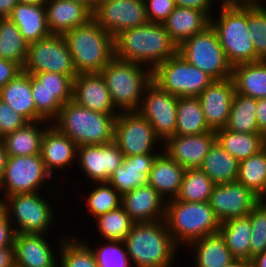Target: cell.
I'll return each mask as SVG.
<instances>
[{"mask_svg": "<svg viewBox=\"0 0 266 267\" xmlns=\"http://www.w3.org/2000/svg\"><path fill=\"white\" fill-rule=\"evenodd\" d=\"M114 47L116 58L148 65L151 71L178 52L164 24L154 22L119 33Z\"/></svg>", "mask_w": 266, "mask_h": 267, "instance_id": "1", "label": "cell"}, {"mask_svg": "<svg viewBox=\"0 0 266 267\" xmlns=\"http://www.w3.org/2000/svg\"><path fill=\"white\" fill-rule=\"evenodd\" d=\"M124 243L135 267H173V258L179 249L164 219L135 222Z\"/></svg>", "mask_w": 266, "mask_h": 267, "instance_id": "2", "label": "cell"}, {"mask_svg": "<svg viewBox=\"0 0 266 267\" xmlns=\"http://www.w3.org/2000/svg\"><path fill=\"white\" fill-rule=\"evenodd\" d=\"M63 36L77 74L100 73L115 57L114 37L93 19L71 29Z\"/></svg>", "mask_w": 266, "mask_h": 267, "instance_id": "3", "label": "cell"}, {"mask_svg": "<svg viewBox=\"0 0 266 267\" xmlns=\"http://www.w3.org/2000/svg\"><path fill=\"white\" fill-rule=\"evenodd\" d=\"M117 115L95 112L72 100L62 105L54 126L77 146L104 145L114 141Z\"/></svg>", "mask_w": 266, "mask_h": 267, "instance_id": "4", "label": "cell"}, {"mask_svg": "<svg viewBox=\"0 0 266 267\" xmlns=\"http://www.w3.org/2000/svg\"><path fill=\"white\" fill-rule=\"evenodd\" d=\"M164 221L175 244L181 248L193 241L219 232L220 222L209 202H166Z\"/></svg>", "mask_w": 266, "mask_h": 267, "instance_id": "5", "label": "cell"}, {"mask_svg": "<svg viewBox=\"0 0 266 267\" xmlns=\"http://www.w3.org/2000/svg\"><path fill=\"white\" fill-rule=\"evenodd\" d=\"M100 73L105 79L115 109L119 112L138 111L145 88L152 81L149 67L144 69L137 62L114 57Z\"/></svg>", "mask_w": 266, "mask_h": 267, "instance_id": "6", "label": "cell"}, {"mask_svg": "<svg viewBox=\"0 0 266 267\" xmlns=\"http://www.w3.org/2000/svg\"><path fill=\"white\" fill-rule=\"evenodd\" d=\"M218 20L210 18L227 60L233 66L257 62L251 33L247 25V6L221 7Z\"/></svg>", "mask_w": 266, "mask_h": 267, "instance_id": "7", "label": "cell"}, {"mask_svg": "<svg viewBox=\"0 0 266 267\" xmlns=\"http://www.w3.org/2000/svg\"><path fill=\"white\" fill-rule=\"evenodd\" d=\"M178 53L191 65L199 68L213 80L232 77L233 67L227 60L216 31L209 25L178 46Z\"/></svg>", "mask_w": 266, "mask_h": 267, "instance_id": "8", "label": "cell"}, {"mask_svg": "<svg viewBox=\"0 0 266 267\" xmlns=\"http://www.w3.org/2000/svg\"><path fill=\"white\" fill-rule=\"evenodd\" d=\"M152 81L177 97H198L213 79L178 52L152 71Z\"/></svg>", "mask_w": 266, "mask_h": 267, "instance_id": "9", "label": "cell"}, {"mask_svg": "<svg viewBox=\"0 0 266 267\" xmlns=\"http://www.w3.org/2000/svg\"><path fill=\"white\" fill-rule=\"evenodd\" d=\"M40 194L23 193L3 198L1 206L11 224L16 222L17 227L15 224L12 225L16 233L45 234L50 231L56 215L51 205Z\"/></svg>", "mask_w": 266, "mask_h": 267, "instance_id": "10", "label": "cell"}, {"mask_svg": "<svg viewBox=\"0 0 266 267\" xmlns=\"http://www.w3.org/2000/svg\"><path fill=\"white\" fill-rule=\"evenodd\" d=\"M22 71L28 74L59 73L68 75L72 80L78 75L64 36L54 34L29 43Z\"/></svg>", "mask_w": 266, "mask_h": 267, "instance_id": "11", "label": "cell"}, {"mask_svg": "<svg viewBox=\"0 0 266 267\" xmlns=\"http://www.w3.org/2000/svg\"><path fill=\"white\" fill-rule=\"evenodd\" d=\"M51 177L40 154L8 156L5 172L0 180V191L3 192V197L41 192L42 183L49 182Z\"/></svg>", "mask_w": 266, "mask_h": 267, "instance_id": "12", "label": "cell"}, {"mask_svg": "<svg viewBox=\"0 0 266 267\" xmlns=\"http://www.w3.org/2000/svg\"><path fill=\"white\" fill-rule=\"evenodd\" d=\"M158 140L151 123L138 111L119 112L116 116L114 142L125 157L160 153L153 149L162 143Z\"/></svg>", "mask_w": 266, "mask_h": 267, "instance_id": "13", "label": "cell"}, {"mask_svg": "<svg viewBox=\"0 0 266 267\" xmlns=\"http://www.w3.org/2000/svg\"><path fill=\"white\" fill-rule=\"evenodd\" d=\"M138 112L152 125L160 141L175 135L178 97L151 81L145 88Z\"/></svg>", "mask_w": 266, "mask_h": 267, "instance_id": "14", "label": "cell"}, {"mask_svg": "<svg viewBox=\"0 0 266 267\" xmlns=\"http://www.w3.org/2000/svg\"><path fill=\"white\" fill-rule=\"evenodd\" d=\"M92 19L114 38L148 23L144 0H109L94 8Z\"/></svg>", "mask_w": 266, "mask_h": 267, "instance_id": "15", "label": "cell"}, {"mask_svg": "<svg viewBox=\"0 0 266 267\" xmlns=\"http://www.w3.org/2000/svg\"><path fill=\"white\" fill-rule=\"evenodd\" d=\"M260 199L238 181L215 185L209 199L210 207L220 223L248 216Z\"/></svg>", "mask_w": 266, "mask_h": 267, "instance_id": "16", "label": "cell"}, {"mask_svg": "<svg viewBox=\"0 0 266 267\" xmlns=\"http://www.w3.org/2000/svg\"><path fill=\"white\" fill-rule=\"evenodd\" d=\"M124 155L113 141L104 145L77 147L78 165L94 183L108 182L113 172L121 165Z\"/></svg>", "mask_w": 266, "mask_h": 267, "instance_id": "17", "label": "cell"}, {"mask_svg": "<svg viewBox=\"0 0 266 267\" xmlns=\"http://www.w3.org/2000/svg\"><path fill=\"white\" fill-rule=\"evenodd\" d=\"M216 142L215 131L198 135H174L162 145L163 151L185 169L199 168Z\"/></svg>", "mask_w": 266, "mask_h": 267, "instance_id": "18", "label": "cell"}, {"mask_svg": "<svg viewBox=\"0 0 266 267\" xmlns=\"http://www.w3.org/2000/svg\"><path fill=\"white\" fill-rule=\"evenodd\" d=\"M235 94L232 77L213 80L198 96L207 126L212 131L226 128L231 103Z\"/></svg>", "mask_w": 266, "mask_h": 267, "instance_id": "19", "label": "cell"}, {"mask_svg": "<svg viewBox=\"0 0 266 267\" xmlns=\"http://www.w3.org/2000/svg\"><path fill=\"white\" fill-rule=\"evenodd\" d=\"M72 100L95 112L119 114L101 73H79L73 79Z\"/></svg>", "mask_w": 266, "mask_h": 267, "instance_id": "20", "label": "cell"}, {"mask_svg": "<svg viewBox=\"0 0 266 267\" xmlns=\"http://www.w3.org/2000/svg\"><path fill=\"white\" fill-rule=\"evenodd\" d=\"M44 236L47 234L16 233L15 267H58V258Z\"/></svg>", "mask_w": 266, "mask_h": 267, "instance_id": "21", "label": "cell"}, {"mask_svg": "<svg viewBox=\"0 0 266 267\" xmlns=\"http://www.w3.org/2000/svg\"><path fill=\"white\" fill-rule=\"evenodd\" d=\"M121 206L135 222H155L164 219L166 201L147 184L123 195Z\"/></svg>", "mask_w": 266, "mask_h": 267, "instance_id": "22", "label": "cell"}, {"mask_svg": "<svg viewBox=\"0 0 266 267\" xmlns=\"http://www.w3.org/2000/svg\"><path fill=\"white\" fill-rule=\"evenodd\" d=\"M52 124L51 122L49 126H46L43 133L40 155L46 170L53 177L54 170H62L73 164L75 158H77L78 146Z\"/></svg>", "mask_w": 266, "mask_h": 267, "instance_id": "23", "label": "cell"}, {"mask_svg": "<svg viewBox=\"0 0 266 267\" xmlns=\"http://www.w3.org/2000/svg\"><path fill=\"white\" fill-rule=\"evenodd\" d=\"M159 153L123 157L121 165L110 176L108 183L121 195L148 184V176Z\"/></svg>", "mask_w": 266, "mask_h": 267, "instance_id": "24", "label": "cell"}, {"mask_svg": "<svg viewBox=\"0 0 266 267\" xmlns=\"http://www.w3.org/2000/svg\"><path fill=\"white\" fill-rule=\"evenodd\" d=\"M45 10L48 29L54 35H64L92 19L86 6L69 0H48Z\"/></svg>", "mask_w": 266, "mask_h": 267, "instance_id": "25", "label": "cell"}, {"mask_svg": "<svg viewBox=\"0 0 266 267\" xmlns=\"http://www.w3.org/2000/svg\"><path fill=\"white\" fill-rule=\"evenodd\" d=\"M185 170L162 150L153 162L148 185L152 186L166 202L175 199L180 191Z\"/></svg>", "mask_w": 266, "mask_h": 267, "instance_id": "26", "label": "cell"}, {"mask_svg": "<svg viewBox=\"0 0 266 267\" xmlns=\"http://www.w3.org/2000/svg\"><path fill=\"white\" fill-rule=\"evenodd\" d=\"M172 41L180 46L185 40L204 31L210 17L203 11L177 6L163 22Z\"/></svg>", "mask_w": 266, "mask_h": 267, "instance_id": "27", "label": "cell"}, {"mask_svg": "<svg viewBox=\"0 0 266 267\" xmlns=\"http://www.w3.org/2000/svg\"><path fill=\"white\" fill-rule=\"evenodd\" d=\"M8 18L19 28L27 43L51 35L47 25L45 5L18 2Z\"/></svg>", "mask_w": 266, "mask_h": 267, "instance_id": "28", "label": "cell"}, {"mask_svg": "<svg viewBox=\"0 0 266 267\" xmlns=\"http://www.w3.org/2000/svg\"><path fill=\"white\" fill-rule=\"evenodd\" d=\"M0 99L29 122L36 121V107L31 92V74L21 71L0 89Z\"/></svg>", "mask_w": 266, "mask_h": 267, "instance_id": "29", "label": "cell"}, {"mask_svg": "<svg viewBox=\"0 0 266 267\" xmlns=\"http://www.w3.org/2000/svg\"><path fill=\"white\" fill-rule=\"evenodd\" d=\"M235 92L255 99L266 98V61L233 66Z\"/></svg>", "mask_w": 266, "mask_h": 267, "instance_id": "30", "label": "cell"}, {"mask_svg": "<svg viewBox=\"0 0 266 267\" xmlns=\"http://www.w3.org/2000/svg\"><path fill=\"white\" fill-rule=\"evenodd\" d=\"M188 246L194 248L195 267H225L235 259L219 232L199 238Z\"/></svg>", "mask_w": 266, "mask_h": 267, "instance_id": "31", "label": "cell"}, {"mask_svg": "<svg viewBox=\"0 0 266 267\" xmlns=\"http://www.w3.org/2000/svg\"><path fill=\"white\" fill-rule=\"evenodd\" d=\"M199 168L216 185L237 181L239 175V161L217 142L209 149Z\"/></svg>", "mask_w": 266, "mask_h": 267, "instance_id": "32", "label": "cell"}, {"mask_svg": "<svg viewBox=\"0 0 266 267\" xmlns=\"http://www.w3.org/2000/svg\"><path fill=\"white\" fill-rule=\"evenodd\" d=\"M43 122L47 121L28 122L25 126L5 135L2 140L8 156L40 154L41 139L46 129L40 128L44 127L41 126Z\"/></svg>", "mask_w": 266, "mask_h": 267, "instance_id": "33", "label": "cell"}, {"mask_svg": "<svg viewBox=\"0 0 266 267\" xmlns=\"http://www.w3.org/2000/svg\"><path fill=\"white\" fill-rule=\"evenodd\" d=\"M215 134L216 142L239 162L263 149L262 133H238L223 128Z\"/></svg>", "mask_w": 266, "mask_h": 267, "instance_id": "34", "label": "cell"}, {"mask_svg": "<svg viewBox=\"0 0 266 267\" xmlns=\"http://www.w3.org/2000/svg\"><path fill=\"white\" fill-rule=\"evenodd\" d=\"M219 233L236 259L250 260L251 222L248 216L220 223Z\"/></svg>", "mask_w": 266, "mask_h": 267, "instance_id": "35", "label": "cell"}, {"mask_svg": "<svg viewBox=\"0 0 266 267\" xmlns=\"http://www.w3.org/2000/svg\"><path fill=\"white\" fill-rule=\"evenodd\" d=\"M210 131L199 98L178 97L175 135H198Z\"/></svg>", "mask_w": 266, "mask_h": 267, "instance_id": "36", "label": "cell"}, {"mask_svg": "<svg viewBox=\"0 0 266 267\" xmlns=\"http://www.w3.org/2000/svg\"><path fill=\"white\" fill-rule=\"evenodd\" d=\"M257 99L234 94L226 128L238 133H261L256 119Z\"/></svg>", "mask_w": 266, "mask_h": 267, "instance_id": "37", "label": "cell"}, {"mask_svg": "<svg viewBox=\"0 0 266 267\" xmlns=\"http://www.w3.org/2000/svg\"><path fill=\"white\" fill-rule=\"evenodd\" d=\"M237 181L260 200L266 196V151L264 149L239 162Z\"/></svg>", "mask_w": 266, "mask_h": 267, "instance_id": "38", "label": "cell"}, {"mask_svg": "<svg viewBox=\"0 0 266 267\" xmlns=\"http://www.w3.org/2000/svg\"><path fill=\"white\" fill-rule=\"evenodd\" d=\"M29 43L9 18H0V59L10 60L23 68Z\"/></svg>", "mask_w": 266, "mask_h": 267, "instance_id": "39", "label": "cell"}, {"mask_svg": "<svg viewBox=\"0 0 266 267\" xmlns=\"http://www.w3.org/2000/svg\"><path fill=\"white\" fill-rule=\"evenodd\" d=\"M215 185L200 168L186 169L175 199L182 202H209Z\"/></svg>", "mask_w": 266, "mask_h": 267, "instance_id": "40", "label": "cell"}, {"mask_svg": "<svg viewBox=\"0 0 266 267\" xmlns=\"http://www.w3.org/2000/svg\"><path fill=\"white\" fill-rule=\"evenodd\" d=\"M72 238V239H71ZM62 237L59 245V260L61 267H99L96 263L91 245H88L84 239L77 237ZM71 239V240H70Z\"/></svg>", "mask_w": 266, "mask_h": 267, "instance_id": "41", "label": "cell"}, {"mask_svg": "<svg viewBox=\"0 0 266 267\" xmlns=\"http://www.w3.org/2000/svg\"><path fill=\"white\" fill-rule=\"evenodd\" d=\"M95 221L100 235L106 241H124L135 224L122 206L97 217Z\"/></svg>", "mask_w": 266, "mask_h": 267, "instance_id": "42", "label": "cell"}, {"mask_svg": "<svg viewBox=\"0 0 266 267\" xmlns=\"http://www.w3.org/2000/svg\"><path fill=\"white\" fill-rule=\"evenodd\" d=\"M31 90H46L64 105L72 101L73 80L59 73H35L31 74Z\"/></svg>", "mask_w": 266, "mask_h": 267, "instance_id": "43", "label": "cell"}, {"mask_svg": "<svg viewBox=\"0 0 266 267\" xmlns=\"http://www.w3.org/2000/svg\"><path fill=\"white\" fill-rule=\"evenodd\" d=\"M97 185L87 196V208L94 218L119 208L122 201V196L108 182Z\"/></svg>", "mask_w": 266, "mask_h": 267, "instance_id": "44", "label": "cell"}, {"mask_svg": "<svg viewBox=\"0 0 266 267\" xmlns=\"http://www.w3.org/2000/svg\"><path fill=\"white\" fill-rule=\"evenodd\" d=\"M266 6L248 5L247 6V25L251 33L257 62L266 61Z\"/></svg>", "mask_w": 266, "mask_h": 267, "instance_id": "45", "label": "cell"}, {"mask_svg": "<svg viewBox=\"0 0 266 267\" xmlns=\"http://www.w3.org/2000/svg\"><path fill=\"white\" fill-rule=\"evenodd\" d=\"M104 246L93 250L99 267H132L124 241L108 240ZM124 246V247H123Z\"/></svg>", "mask_w": 266, "mask_h": 267, "instance_id": "46", "label": "cell"}, {"mask_svg": "<svg viewBox=\"0 0 266 267\" xmlns=\"http://www.w3.org/2000/svg\"><path fill=\"white\" fill-rule=\"evenodd\" d=\"M252 234L250 239V260L256 254L266 251V203L260 200L248 215Z\"/></svg>", "mask_w": 266, "mask_h": 267, "instance_id": "47", "label": "cell"}, {"mask_svg": "<svg viewBox=\"0 0 266 267\" xmlns=\"http://www.w3.org/2000/svg\"><path fill=\"white\" fill-rule=\"evenodd\" d=\"M31 92L36 107V121L53 122L58 117L62 104L46 90H31Z\"/></svg>", "mask_w": 266, "mask_h": 267, "instance_id": "48", "label": "cell"}, {"mask_svg": "<svg viewBox=\"0 0 266 267\" xmlns=\"http://www.w3.org/2000/svg\"><path fill=\"white\" fill-rule=\"evenodd\" d=\"M29 121L0 99V132L5 135L25 126Z\"/></svg>", "mask_w": 266, "mask_h": 267, "instance_id": "49", "label": "cell"}, {"mask_svg": "<svg viewBox=\"0 0 266 267\" xmlns=\"http://www.w3.org/2000/svg\"><path fill=\"white\" fill-rule=\"evenodd\" d=\"M149 22L163 23L177 7L175 0H144Z\"/></svg>", "mask_w": 266, "mask_h": 267, "instance_id": "50", "label": "cell"}, {"mask_svg": "<svg viewBox=\"0 0 266 267\" xmlns=\"http://www.w3.org/2000/svg\"><path fill=\"white\" fill-rule=\"evenodd\" d=\"M16 232L9 217L0 205V248L14 247Z\"/></svg>", "mask_w": 266, "mask_h": 267, "instance_id": "51", "label": "cell"}, {"mask_svg": "<svg viewBox=\"0 0 266 267\" xmlns=\"http://www.w3.org/2000/svg\"><path fill=\"white\" fill-rule=\"evenodd\" d=\"M21 71L22 68L17 63L0 59V89L10 80L14 79Z\"/></svg>", "mask_w": 266, "mask_h": 267, "instance_id": "52", "label": "cell"}, {"mask_svg": "<svg viewBox=\"0 0 266 267\" xmlns=\"http://www.w3.org/2000/svg\"><path fill=\"white\" fill-rule=\"evenodd\" d=\"M176 6L193 8L205 12L210 18L213 16V4L209 0H175ZM212 15V16H211Z\"/></svg>", "mask_w": 266, "mask_h": 267, "instance_id": "53", "label": "cell"}, {"mask_svg": "<svg viewBox=\"0 0 266 267\" xmlns=\"http://www.w3.org/2000/svg\"><path fill=\"white\" fill-rule=\"evenodd\" d=\"M256 119L259 131L266 133V98L257 99Z\"/></svg>", "mask_w": 266, "mask_h": 267, "instance_id": "54", "label": "cell"}, {"mask_svg": "<svg viewBox=\"0 0 266 267\" xmlns=\"http://www.w3.org/2000/svg\"><path fill=\"white\" fill-rule=\"evenodd\" d=\"M0 267H15L14 247L0 248Z\"/></svg>", "mask_w": 266, "mask_h": 267, "instance_id": "55", "label": "cell"}, {"mask_svg": "<svg viewBox=\"0 0 266 267\" xmlns=\"http://www.w3.org/2000/svg\"><path fill=\"white\" fill-rule=\"evenodd\" d=\"M18 0H0V18H8Z\"/></svg>", "mask_w": 266, "mask_h": 267, "instance_id": "56", "label": "cell"}, {"mask_svg": "<svg viewBox=\"0 0 266 267\" xmlns=\"http://www.w3.org/2000/svg\"><path fill=\"white\" fill-rule=\"evenodd\" d=\"M8 154L5 150L4 142L0 139V180L3 178Z\"/></svg>", "mask_w": 266, "mask_h": 267, "instance_id": "57", "label": "cell"}, {"mask_svg": "<svg viewBox=\"0 0 266 267\" xmlns=\"http://www.w3.org/2000/svg\"><path fill=\"white\" fill-rule=\"evenodd\" d=\"M250 261L252 267H266V251L256 254Z\"/></svg>", "mask_w": 266, "mask_h": 267, "instance_id": "58", "label": "cell"}, {"mask_svg": "<svg viewBox=\"0 0 266 267\" xmlns=\"http://www.w3.org/2000/svg\"><path fill=\"white\" fill-rule=\"evenodd\" d=\"M262 0H229V7L230 6H248V5H259L262 4V2H259Z\"/></svg>", "mask_w": 266, "mask_h": 267, "instance_id": "59", "label": "cell"}, {"mask_svg": "<svg viewBox=\"0 0 266 267\" xmlns=\"http://www.w3.org/2000/svg\"><path fill=\"white\" fill-rule=\"evenodd\" d=\"M225 267H252V265L250 260L235 258Z\"/></svg>", "mask_w": 266, "mask_h": 267, "instance_id": "60", "label": "cell"}, {"mask_svg": "<svg viewBox=\"0 0 266 267\" xmlns=\"http://www.w3.org/2000/svg\"><path fill=\"white\" fill-rule=\"evenodd\" d=\"M86 6L92 12V0H69Z\"/></svg>", "mask_w": 266, "mask_h": 267, "instance_id": "61", "label": "cell"}, {"mask_svg": "<svg viewBox=\"0 0 266 267\" xmlns=\"http://www.w3.org/2000/svg\"><path fill=\"white\" fill-rule=\"evenodd\" d=\"M20 3H29L37 5H45L48 0H18Z\"/></svg>", "mask_w": 266, "mask_h": 267, "instance_id": "62", "label": "cell"}, {"mask_svg": "<svg viewBox=\"0 0 266 267\" xmlns=\"http://www.w3.org/2000/svg\"><path fill=\"white\" fill-rule=\"evenodd\" d=\"M109 0H92V12L94 11V8L97 7L99 4H102L103 2H107Z\"/></svg>", "mask_w": 266, "mask_h": 267, "instance_id": "63", "label": "cell"}, {"mask_svg": "<svg viewBox=\"0 0 266 267\" xmlns=\"http://www.w3.org/2000/svg\"><path fill=\"white\" fill-rule=\"evenodd\" d=\"M211 3L215 2L214 0H209ZM222 6L221 7H229V0H221L220 3Z\"/></svg>", "mask_w": 266, "mask_h": 267, "instance_id": "64", "label": "cell"}, {"mask_svg": "<svg viewBox=\"0 0 266 267\" xmlns=\"http://www.w3.org/2000/svg\"><path fill=\"white\" fill-rule=\"evenodd\" d=\"M263 149L266 151V133L263 134Z\"/></svg>", "mask_w": 266, "mask_h": 267, "instance_id": "65", "label": "cell"}, {"mask_svg": "<svg viewBox=\"0 0 266 267\" xmlns=\"http://www.w3.org/2000/svg\"><path fill=\"white\" fill-rule=\"evenodd\" d=\"M262 200L266 203V196Z\"/></svg>", "mask_w": 266, "mask_h": 267, "instance_id": "66", "label": "cell"}]
</instances>
